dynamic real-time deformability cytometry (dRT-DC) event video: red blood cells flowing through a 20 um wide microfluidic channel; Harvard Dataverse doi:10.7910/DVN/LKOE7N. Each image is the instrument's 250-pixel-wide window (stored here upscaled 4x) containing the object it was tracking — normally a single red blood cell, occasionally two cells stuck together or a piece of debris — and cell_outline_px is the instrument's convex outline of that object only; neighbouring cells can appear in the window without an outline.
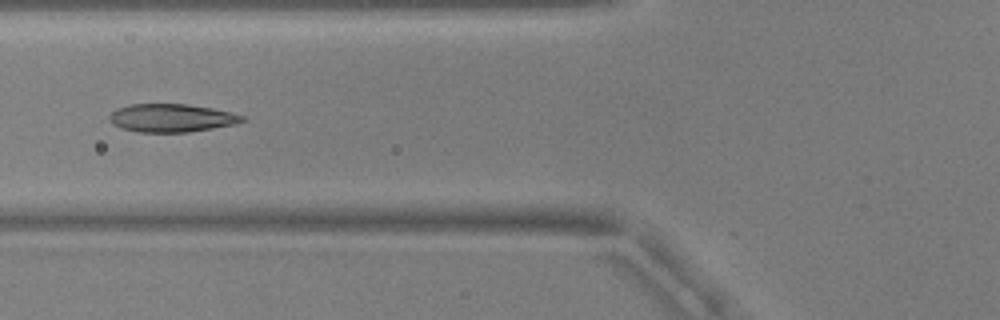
{"species": "common noctule bat (a hibernating species)", "species_latin": "Nyctalus noctula", "temperature_condition": "warm", "stored_images_in_passage": 32, "camera_frame_rate_fps": 3000, "um_per_image_px": 0.085, "animal": {"sex": "male", "body_mass_g": 17.9, "forearm_length_mm": 54.2}, "frame": {"image": 1, "passage_image": 7, "time_ms": 2.0, "image_size_px": [1000, 320], "cell_outline_px": [[244, 120], [236, 124], [188, 132], [140, 132], [120, 128], [112, 124], [108, 116], [116, 108], [132, 104], [188, 104], [212, 108], [244, 116]], "centroid_in_image_um": [14.54, 10.02], "position_along_channel_um": 111.3, "area_um2": 21.68}}
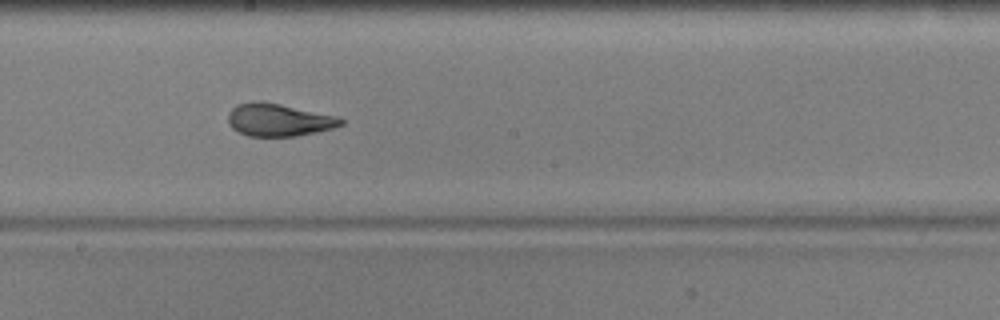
{"frame": {"image": 2, "passage_image": 16, "time_ms": 5.0, "image_size_px": [1000, 320], "cell_outline_px": [[344, 124], [332, 128], [316, 132], [296, 136], [248, 136], [232, 128], [228, 124], [228, 112], [236, 104], [252, 100], [260, 100], [340, 116], [344, 120]], "centroid_in_image_um": [23.68, 10.17], "position_along_channel_um": 224.5, "area_um2": 21.73}}
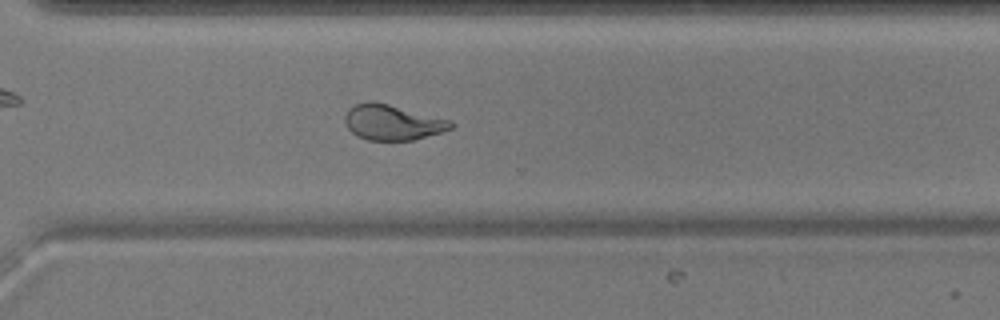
{"frame": {"image": 3, "passage_image": 25, "time_ms": 8.0, "image_size_px": [1000, 320], "cell_outline_px": [[456, 124], [452, 128], [440, 132], [412, 140], [368, 140], [356, 136], [348, 128], [344, 120], [344, 116], [348, 108], [356, 104], [372, 100], [452, 120]], "centroid_in_image_um": [33.34, 10.39], "position_along_channel_um": 337.3, "area_um2": 21.85}, "authors_computed_cell_mechanics": {"area_um2": 21.7328, "velocity_mm_per_s": 3.767, "shape_relaxation_time_tau1_ms": 6.9622, "shape_relaxation_time_tau2_ms": 1.0436, "deformation_change_tau1": 0.2183, "deformation_change_tau2": 0.0665}}